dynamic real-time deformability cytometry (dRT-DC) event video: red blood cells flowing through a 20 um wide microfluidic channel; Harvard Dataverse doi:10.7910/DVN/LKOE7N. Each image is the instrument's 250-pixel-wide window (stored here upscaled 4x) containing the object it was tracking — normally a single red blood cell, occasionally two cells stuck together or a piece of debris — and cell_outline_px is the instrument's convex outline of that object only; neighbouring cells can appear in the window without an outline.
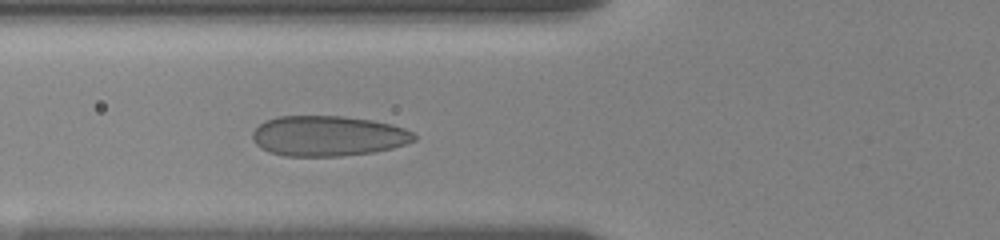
{"species": "human", "species_latin": "Homo sapiens", "temperature_condition": "room temperature", "stored_images_in_passage": 54, "camera_frame_rate_fps": 3000, "um_per_image_px": 0.085, "donor": {"sex": "female"}, "frame": {"image": 1, "passage_image": 19, "time_ms": 6.0, "image_size_px": [1000, 240], "cell_outline_px": [[416, 140], [392, 148], [372, 152], [340, 156], [284, 156], [260, 148], [252, 140], [252, 132], [260, 124], [276, 116], [344, 116], [372, 120], [392, 124], [404, 128], [412, 132], [416, 136]], "centroid_in_image_um": [27.88, 11.55], "position_along_channel_um": 97.9, "area_um2": 37.97}}
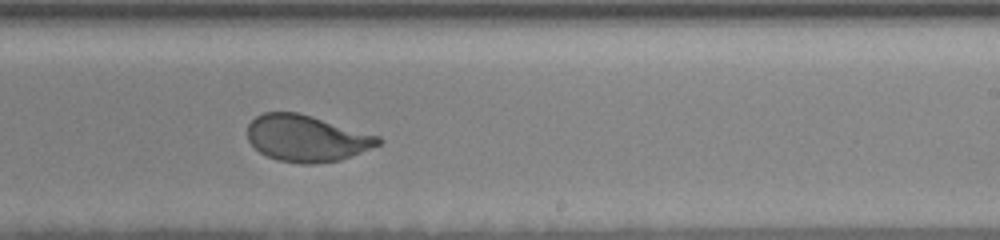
{"frame": {"image": 2, "passage_image": 33, "time_ms": 10.667, "image_size_px": [1000, 240], "cell_outline_px": [[384, 140], [380, 144], [352, 156], [340, 160], [312, 164], [300, 164], [276, 160], [260, 152], [248, 140], [248, 124], [256, 116], [264, 112], [296, 112], [312, 116], [380, 136]], "centroid_in_image_um": [26.07, 11.76], "position_along_channel_um": 262.9, "area_um2": 35.43}}
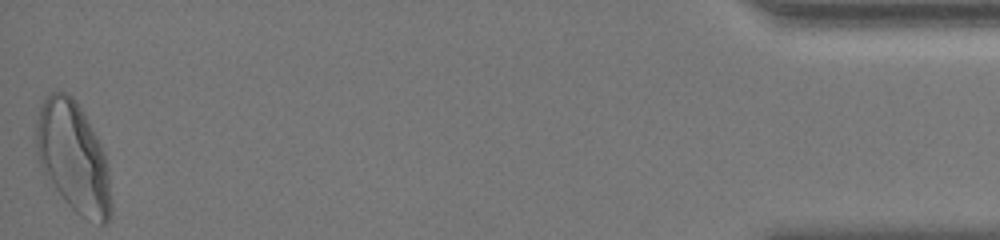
{"frame": {"image": 3, "passage_image": 54, "time_ms": 17.667, "image_size_px": [1000, 240], "cell_outline_px": [[112, 216], [108, 224], [100, 224], [80, 216], [64, 200], [44, 172], [40, 164], [36, 152], [36, 124], [40, 104], [52, 92], [64, 92], [72, 96], [76, 100], [96, 136], [104, 152], [108, 168], [112, 204]], "centroid_in_image_um": [6.25, 13.4], "position_along_channel_um": 429.0, "area_um2": 48.03}, "authors_computed_cell_mechanics": {"area_um2": 37.9746, "velocity_mm_per_s": 3.5339, "shape_relaxation_time_tau1_ms": 4.7446, "shape_relaxation_time_tau2_ms": null, "deformation_change_tau1": 0.1465, "deformation_change_tau2": null}}